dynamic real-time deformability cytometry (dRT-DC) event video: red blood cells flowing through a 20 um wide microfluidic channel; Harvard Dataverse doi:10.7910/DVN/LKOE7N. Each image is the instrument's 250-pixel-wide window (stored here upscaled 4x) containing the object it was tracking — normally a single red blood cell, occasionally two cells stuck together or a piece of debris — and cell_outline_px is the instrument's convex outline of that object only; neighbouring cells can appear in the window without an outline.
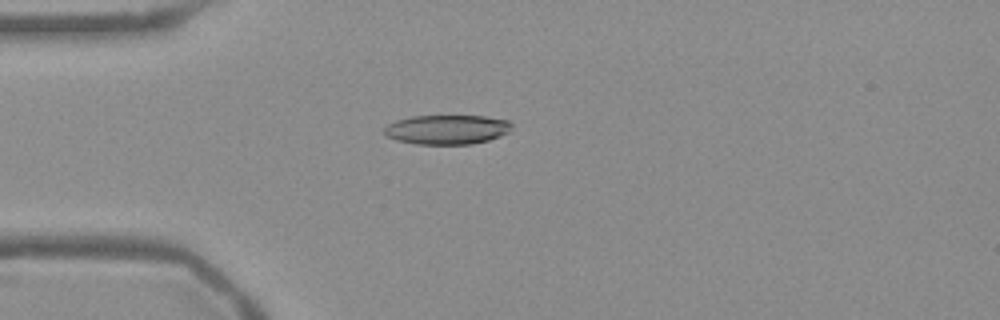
{"species": "Egyptian fruit bat (a non-hibernating species)", "species_latin": "Rousettus aegyptiacus", "temperature_condition": "warm", "stored_images_in_passage": 51, "camera_frame_rate_fps": 3000, "um_per_image_px": 0.085, "frame": {"image": 1, "passage_image": 12, "time_ms": 3.667, "image_size_px": [1000, 320], "cell_outline_px": [[512, 124], [508, 132], [500, 136], [488, 140], [472, 144], [416, 144], [396, 140], [388, 136], [384, 132], [384, 128], [388, 124], [396, 120], [412, 116], [484, 116], [508, 120]], "centroid_in_image_um": [37.99, 11.01], "position_along_channel_um": 47.0, "area_um2": 21.79}}
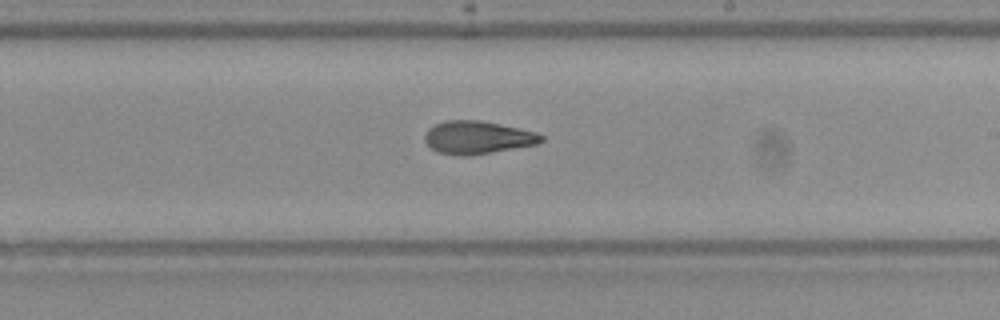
{"frame": {"image": 2, "passage_image": 29, "time_ms": 9.333, "image_size_px": [1000, 320], "cell_outline_px": [[544, 140], [536, 144], [492, 152], [468, 156], [456, 156], [436, 152], [424, 140], [424, 136], [428, 128], [444, 120], [480, 120], [500, 124], [536, 132], [544, 136]], "centroid_in_image_um": [40.56, 11.69], "position_along_channel_um": 248.4, "area_um2": 22.37}}
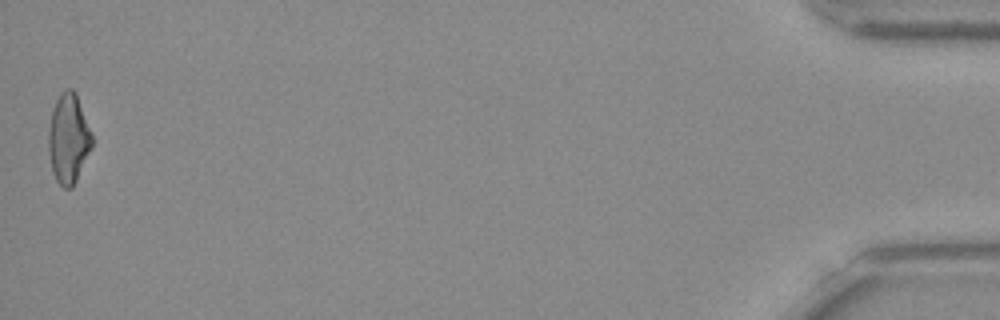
{"frame": {"image": 3, "passage_image": 51, "time_ms": 16.667, "image_size_px": [1000, 320], "cell_outline_px": [[92, 148], [72, 188], [64, 188], [56, 180], [52, 172], [48, 148], [48, 132], [52, 112], [56, 100], [60, 92], [64, 88], [72, 88], [76, 92], [92, 132]], "centroid_in_image_um": [5.83, 11.75], "position_along_channel_um": 429.4, "area_um2": 22.89}, "authors_computed_cell_mechanics": {"area_um2": 22.3686, "velocity_mm_per_s": 3.8, "shape_relaxation_time_tau1_ms": 7.9077, "shape_relaxation_time_tau2_ms": 2.1592, "deformation_change_tau1": 0.2034, "deformation_change_tau2": 0.0932}}